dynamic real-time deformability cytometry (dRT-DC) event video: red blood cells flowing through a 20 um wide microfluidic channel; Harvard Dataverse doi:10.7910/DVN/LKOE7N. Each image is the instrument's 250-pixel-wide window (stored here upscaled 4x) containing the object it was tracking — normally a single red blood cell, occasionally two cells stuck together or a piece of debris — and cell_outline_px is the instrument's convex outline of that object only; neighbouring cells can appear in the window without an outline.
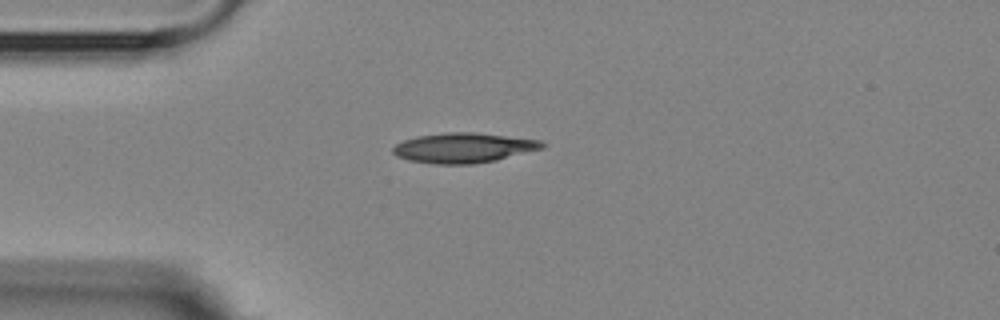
{"species": "Egyptian fruit bat (a non-hibernating species)", "species_latin": "Rousettus aegyptiacus", "temperature_condition": "room temperature", "stored_images_in_passage": 6, "camera_frame_rate_fps": 3000, "um_per_image_px": 0.085, "animal": {"sex": "female"}, "frame": {"image": 1, "passage_image": 1, "time_ms": 0.0, "image_size_px": [1000, 320], "cell_outline_px": [[544, 148], [496, 160], [472, 164], [432, 164], [408, 160], [396, 156], [392, 152], [392, 148], [396, 144], [404, 140], [416, 136], [444, 132], [476, 132], [540, 140], [544, 144]], "centroid_in_image_um": [39.36, 12.56], "position_along_channel_um": 45.6, "area_um2": 26.13}}
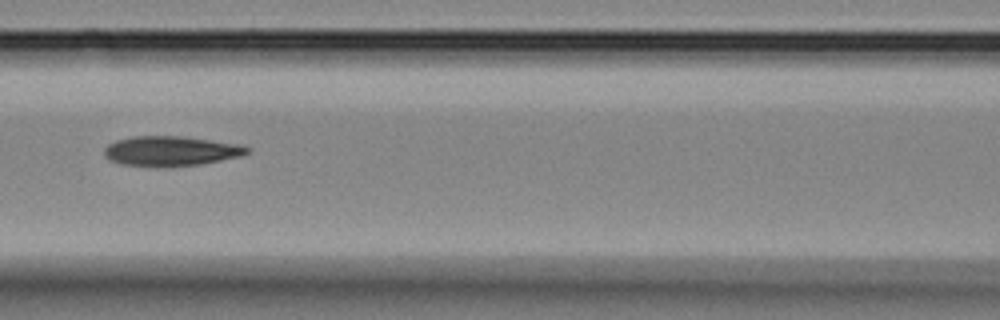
{"frame": {"image": 2, "passage_image": 4, "time_ms": 3.333, "image_size_px": [1000, 320], "cell_outline_px": [[252, 152], [244, 156], [200, 164], [120, 164], [108, 160], [104, 156], [104, 148], [108, 144], [116, 140], [132, 136], [180, 136], [244, 144], [252, 148]], "centroid_in_image_um": [14.61, 12.79], "position_along_channel_um": 152.0, "area_um2": 24.45}}
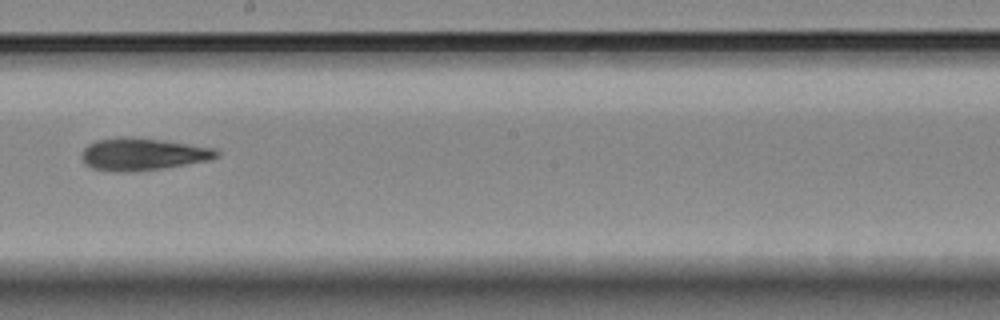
{"frame": {"image": 3, "passage_image": 6, "time_ms": 5.667, "image_size_px": [1000, 320], "cell_outline_px": [[220, 156], [212, 160], [164, 168], [128, 172], [116, 172], [92, 168], [84, 164], [80, 156], [84, 148], [88, 144], [96, 140], [116, 136], [128, 136], [160, 140], [216, 148], [220, 152]], "centroid_in_image_um": [12.12, 13.1], "position_along_channel_um": 236.1, "area_um2": 25.78}}